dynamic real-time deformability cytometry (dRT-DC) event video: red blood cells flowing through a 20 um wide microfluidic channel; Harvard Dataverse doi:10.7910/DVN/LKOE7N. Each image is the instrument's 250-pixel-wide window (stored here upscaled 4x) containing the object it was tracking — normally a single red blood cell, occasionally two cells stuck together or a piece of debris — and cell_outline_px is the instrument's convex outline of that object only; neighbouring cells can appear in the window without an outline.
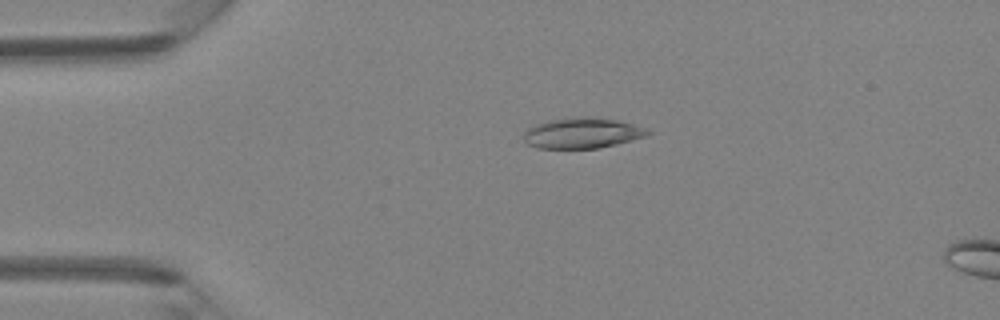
{"species": "Egyptian fruit bat (a non-hibernating species)", "species_latin": "Rousettus aegyptiacus", "temperature_condition": "room temperature", "stored_images_in_passage": 6, "camera_frame_rate_fps": 3000, "um_per_image_px": 0.085, "animal": {"sex": "female"}, "frame": {"image": 1, "passage_image": 4, "time_ms": 3.333, "image_size_px": [1000, 320], "cell_outline_px": [[652, 132], [644, 136], [616, 144], [600, 148], [536, 148], [528, 144], [524, 140], [524, 132], [528, 128], [536, 124], [548, 120], [572, 116], [588, 116], [616, 120], [632, 124], [644, 128]], "centroid_in_image_um": [49.44, 11.3], "position_along_channel_um": 35.6, "area_um2": 22.02}}